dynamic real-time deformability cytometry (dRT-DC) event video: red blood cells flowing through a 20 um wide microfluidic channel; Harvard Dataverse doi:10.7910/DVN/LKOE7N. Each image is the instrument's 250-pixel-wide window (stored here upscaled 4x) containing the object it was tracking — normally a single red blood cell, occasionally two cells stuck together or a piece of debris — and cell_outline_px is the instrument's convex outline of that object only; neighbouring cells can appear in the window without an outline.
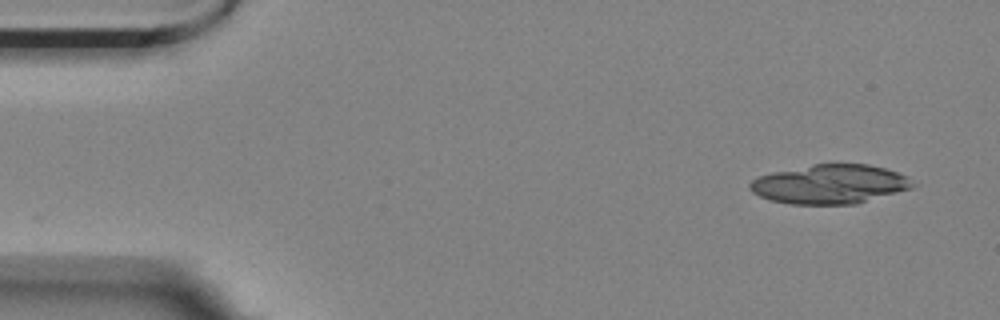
{"species": "Egyptian fruit bat (a non-hibernating species)", "species_latin": "Rousettus aegyptiacus", "temperature_condition": "room temperature", "stored_images_in_passage": 4, "camera_frame_rate_fps": 3000, "um_per_image_px": 0.085, "animal": {"sex": "female"}, "frame": {"image": 1, "passage_image": 1, "time_ms": 0.0, "image_size_px": [1000, 320], "cell_outline_px": [[920, 184], [912, 188], [856, 204], [792, 204], [768, 200], [752, 192], [748, 188], [748, 184], [752, 180], [760, 176], [772, 172], [812, 164], [868, 164], [884, 168], [908, 176]], "centroid_in_image_um": [70.57, 15.65], "position_along_channel_um": 14.4, "area_um2": 37.4}}